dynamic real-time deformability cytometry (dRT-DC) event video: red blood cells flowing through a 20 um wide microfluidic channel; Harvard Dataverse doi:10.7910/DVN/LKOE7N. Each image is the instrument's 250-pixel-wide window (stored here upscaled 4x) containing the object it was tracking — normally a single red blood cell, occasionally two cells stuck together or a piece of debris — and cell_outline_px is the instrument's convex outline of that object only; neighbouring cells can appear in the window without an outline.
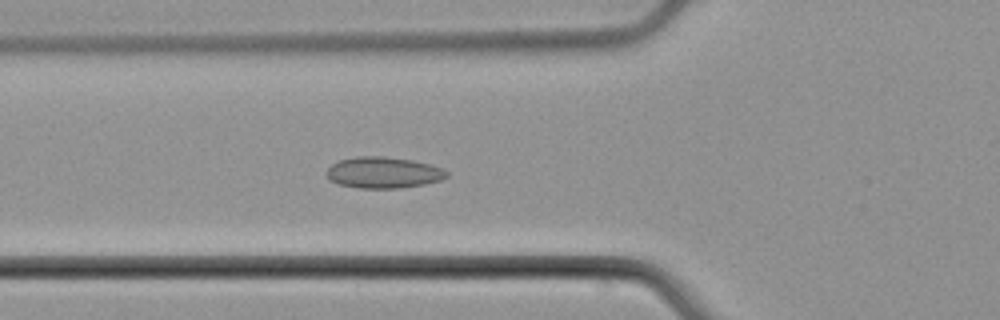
{"species": "common noctule bat (a hibernating species)", "species_latin": "Nyctalus noctula", "temperature_condition": "cold", "stored_images_in_passage": 6, "camera_frame_rate_fps": 3000, "um_per_image_px": 0.085, "animal": {"sex": "male", "body_mass_g": 21.5, "forearm_length_mm": 52.0}, "frame": {"image": 1, "passage_image": 6, "time_ms": 6.0, "image_size_px": [1000, 320], "cell_outline_px": [[448, 176], [440, 180], [424, 184], [400, 188], [360, 188], [340, 184], [328, 180], [324, 172], [332, 164], [340, 160], [356, 156], [384, 156], [412, 160], [428, 164], [440, 168], [448, 172]], "centroid_in_image_um": [32.54, 14.66], "position_along_channel_um": 93.3, "area_um2": 21.85}}